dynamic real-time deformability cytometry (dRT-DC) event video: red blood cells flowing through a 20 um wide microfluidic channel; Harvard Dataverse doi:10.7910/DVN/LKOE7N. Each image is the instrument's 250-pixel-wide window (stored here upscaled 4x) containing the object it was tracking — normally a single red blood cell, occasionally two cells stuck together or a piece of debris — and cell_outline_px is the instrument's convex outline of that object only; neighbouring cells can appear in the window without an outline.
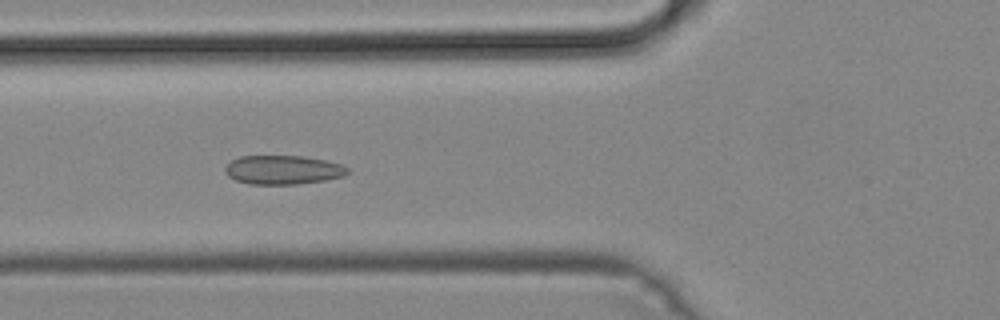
{"species": "common noctule bat (a hibernating species)", "species_latin": "Nyctalus noctula", "temperature_condition": "cold", "stored_images_in_passage": 16, "camera_frame_rate_fps": 3000, "um_per_image_px": 0.085, "animal": {"sex": "male", "body_mass_g": 19.2, "forearm_length_mm": 51.8}, "frame": {"image": 1, "passage_image": 7, "time_ms": 2.0, "image_size_px": [1000, 320], "cell_outline_px": [[348, 172], [344, 176], [324, 180], [296, 184], [248, 184], [236, 180], [228, 176], [224, 172], [224, 168], [232, 160], [240, 156], [304, 156], [324, 160], [340, 164], [348, 168]], "centroid_in_image_um": [24.02, 14.44], "position_along_channel_um": 101.8, "area_um2": 20.58}}